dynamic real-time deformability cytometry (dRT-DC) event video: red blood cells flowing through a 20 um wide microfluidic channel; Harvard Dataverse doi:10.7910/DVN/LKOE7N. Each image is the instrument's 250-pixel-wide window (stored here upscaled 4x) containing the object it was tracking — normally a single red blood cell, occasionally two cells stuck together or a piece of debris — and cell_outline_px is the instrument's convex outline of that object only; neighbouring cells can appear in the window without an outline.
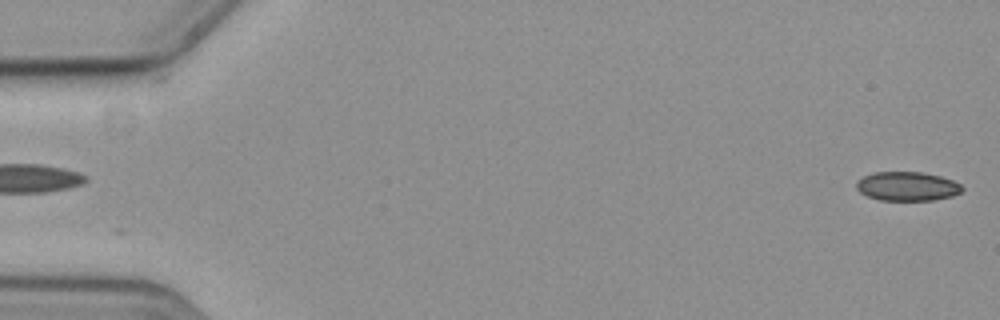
{"species": "common noctule bat (a hibernating species)", "species_latin": "Nyctalus noctula", "temperature_condition": "cold", "stored_images_in_passage": 58, "camera_frame_rate_fps": 3000, "um_per_image_px": 0.085, "animal": {"sex": "female", "body_mass_g": 19.3, "forearm_length_mm": 54.1}, "frame": {"image": 1, "passage_image": 1, "time_ms": 0.0, "image_size_px": [1000, 320], "cell_outline_px": [[964, 188], [960, 192], [952, 196], [932, 200], [880, 200], [868, 196], [860, 192], [856, 188], [856, 180], [872, 172], [924, 172], [940, 176], [952, 180], [960, 184]], "centroid_in_image_um": [77.1, 15.83], "position_along_channel_um": 7.9, "area_um2": 17.92}}
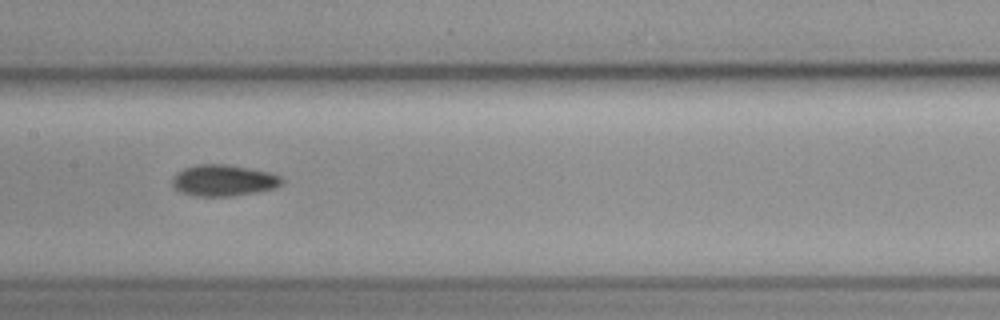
{"frame": {"image": 2, "passage_image": 29, "time_ms": 9.333, "image_size_px": [1000, 320], "cell_outline_px": [[284, 180], [276, 188], [256, 192], [232, 196], [196, 196], [180, 192], [172, 184], [172, 180], [184, 168], [196, 164], [228, 164], [268, 172], [280, 176]], "centroid_in_image_um": [19.02, 15.34], "position_along_channel_um": 188.4, "area_um2": 19.83}}
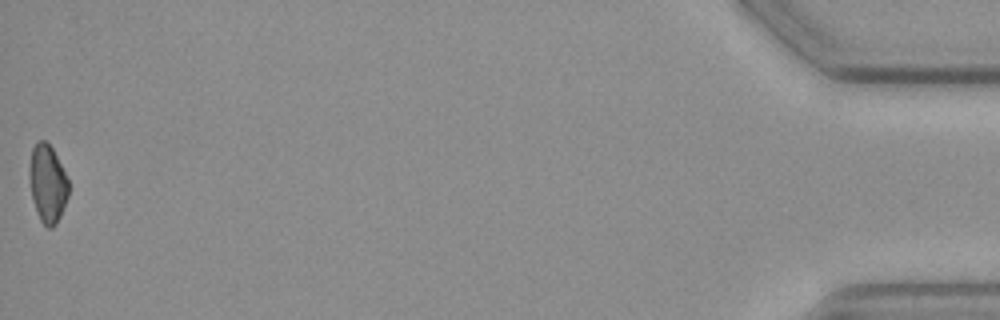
{"frame": {"image": 3, "passage_image": 58, "time_ms": 19.0, "image_size_px": [1000, 320], "cell_outline_px": [[68, 196], [60, 216], [56, 224], [52, 228], [48, 228], [40, 220], [32, 200], [32, 148], [36, 140], [44, 140], [52, 148], [68, 180]], "centroid_in_image_um": [4.08, 15.64], "position_along_channel_um": 431.1, "area_um2": 16.94}, "authors_computed_cell_mechanics": {"area_um2": 18.9584, "velocity_mm_per_s": 3.6037, "shape_relaxation_time_tau1_ms": 10.6829, "shape_relaxation_time_tau2_ms": null, "deformation_change_tau1": 0.1286, "deformation_change_tau2": null}}